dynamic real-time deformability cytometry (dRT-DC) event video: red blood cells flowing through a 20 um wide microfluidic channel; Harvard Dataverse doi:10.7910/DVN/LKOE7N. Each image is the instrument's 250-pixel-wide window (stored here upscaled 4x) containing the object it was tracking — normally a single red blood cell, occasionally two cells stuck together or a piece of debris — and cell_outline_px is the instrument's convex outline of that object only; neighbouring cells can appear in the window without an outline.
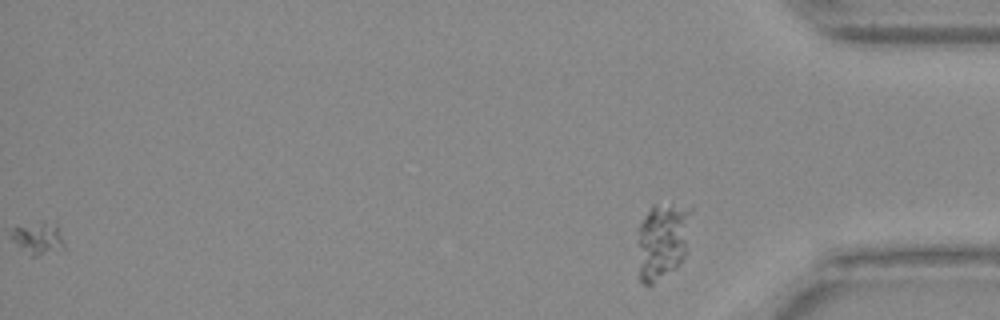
{"species": "Egyptian fruit bat (a non-hibernating species)", "species_latin": "Rousettus aegyptiacus", "temperature_condition": "warm", "stored_images_in_passage": 39, "camera_frame_rate_fps": 3000, "um_per_image_px": 0.085, "animal": {"sex": "female"}, "frame": {"image": 1, "passage_image": 39, "time_ms": 12.667, "image_size_px": [1000, 320], "cell_outline_px": [[692, 208], [684, 256], [672, 268], [652, 284], [644, 284], [640, 280], [636, 228], [648, 208], [652, 204]], "centroid_in_image_um": [56.23, 20.42], "position_along_channel_um": 379.0, "area_um2": 23.52}}